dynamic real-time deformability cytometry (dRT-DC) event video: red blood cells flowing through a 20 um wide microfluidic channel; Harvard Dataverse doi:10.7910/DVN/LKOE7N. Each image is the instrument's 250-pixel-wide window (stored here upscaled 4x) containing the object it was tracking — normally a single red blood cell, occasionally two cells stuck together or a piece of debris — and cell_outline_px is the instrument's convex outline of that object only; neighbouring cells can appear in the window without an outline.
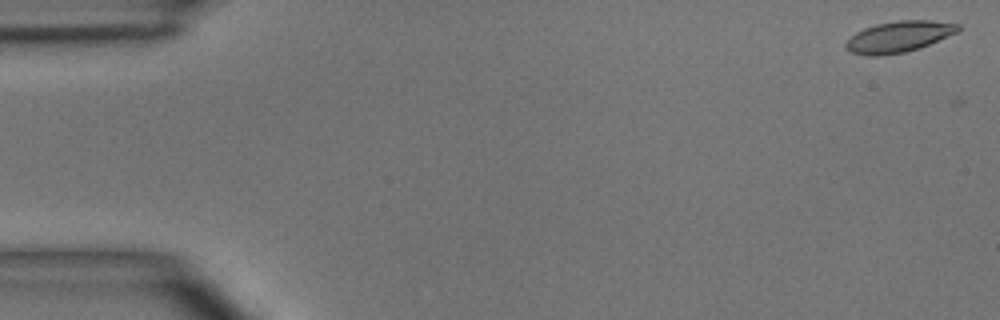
{"species": "common noctule bat (a hibernating species)", "species_latin": "Nyctalus noctula", "temperature_condition": "room temperature", "stored_images_in_passage": 5, "segment_of_instrument_passage": [2, 2], "camera_frame_rate_fps": 3000, "um_per_image_px": 0.085, "animal": {"sex": "male", "body_mass_g": 15.6}, "frame": {"image": 1, "passage_image": 5, "time_ms": 5.667, "image_size_px": [1000, 320], "cell_outline_px": [[960, 28], [956, 32], [920, 48], [904, 52], [880, 56], [868, 56], [852, 52], [844, 48], [844, 44], [856, 32], [864, 28], [876, 24], [900, 20], [932, 20], [960, 24]], "centroid_in_image_um": [76.37, 3.12], "position_along_channel_um": 8.6, "area_um2": 20.23}}